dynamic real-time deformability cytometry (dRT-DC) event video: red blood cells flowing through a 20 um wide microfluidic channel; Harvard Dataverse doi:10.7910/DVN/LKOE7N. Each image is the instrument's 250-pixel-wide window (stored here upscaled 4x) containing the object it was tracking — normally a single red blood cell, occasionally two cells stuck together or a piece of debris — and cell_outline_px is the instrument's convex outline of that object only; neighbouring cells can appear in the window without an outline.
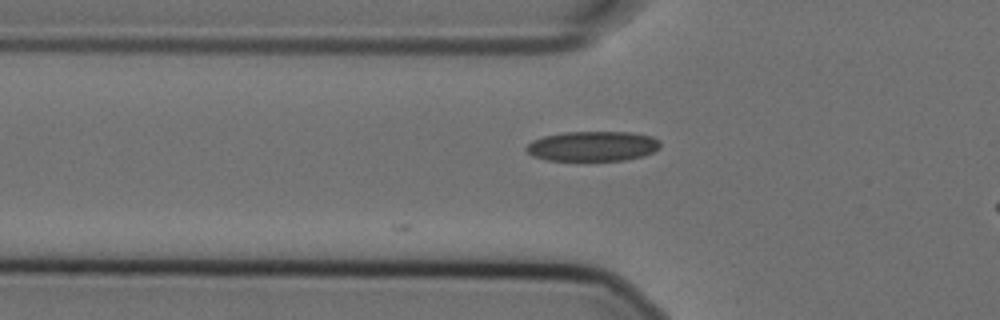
{"species": "Egyptian fruit bat (a non-hibernating species)", "species_latin": "Rousettus aegyptiacus", "temperature_condition": "cold", "stored_images_in_passage": 12, "camera_frame_rate_fps": 3000, "um_per_image_px": 0.085, "animal": {"sex": "female"}, "frame": {"image": 1, "passage_image": 12, "time_ms": 3.667, "image_size_px": [1000, 320], "cell_outline_px": [[660, 148], [644, 156], [624, 160], [544, 160], [532, 156], [524, 148], [532, 140], [544, 136], [564, 132], [632, 132], [652, 136], [660, 140]], "centroid_in_image_um": [50.38, 12.42], "position_along_channel_um": 75.4, "area_um2": 23.52}}